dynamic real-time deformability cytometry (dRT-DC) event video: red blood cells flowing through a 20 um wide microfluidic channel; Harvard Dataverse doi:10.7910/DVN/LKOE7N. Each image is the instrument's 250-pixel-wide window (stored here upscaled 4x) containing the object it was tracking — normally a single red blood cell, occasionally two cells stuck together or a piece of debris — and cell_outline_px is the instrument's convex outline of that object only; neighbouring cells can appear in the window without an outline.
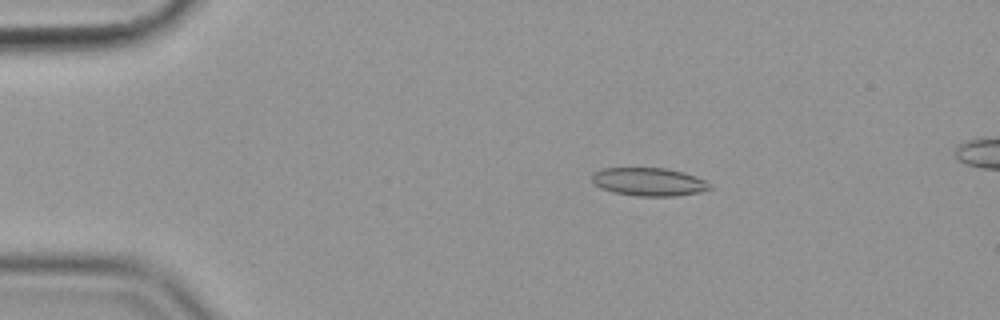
{"species": "common noctule bat (a hibernating species)", "species_latin": "Nyctalus noctula", "temperature_condition": "cold", "stored_images_in_passage": 57, "camera_frame_rate_fps": 3000, "um_per_image_px": 0.085, "animal": {"sex": "female", "body_mass_g": 19.9}, "frame": {"image": 1, "passage_image": 11, "time_ms": 3.333, "image_size_px": [1000, 320], "cell_outline_px": [[712, 188], [700, 192], [676, 196], [636, 196], [612, 192], [600, 188], [592, 180], [592, 172], [600, 168], [664, 168], [684, 172], [696, 176], [712, 184]], "centroid_in_image_um": [55.15, 15.45], "position_along_channel_um": 29.8, "area_um2": 19.54}}
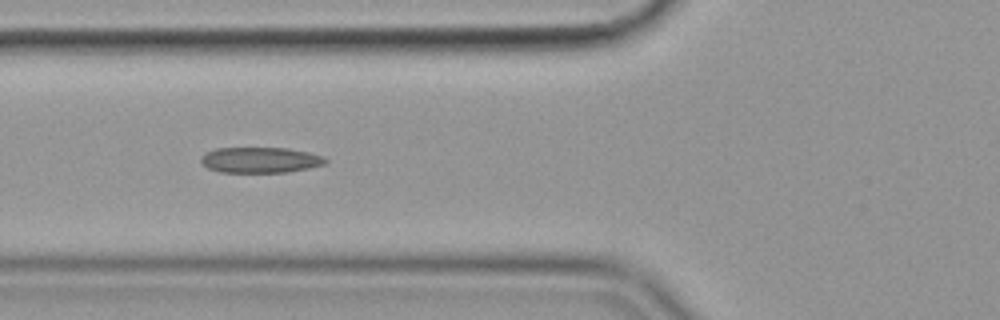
{"frame": {"image": 2, "passage_image": 22, "time_ms": 7.0, "image_size_px": [1000, 320], "cell_outline_px": [[328, 160], [324, 164], [308, 168], [288, 172], [220, 172], [208, 168], [200, 160], [200, 156], [204, 152], [216, 148], [288, 148], [308, 152], [324, 156]], "centroid_in_image_um": [22.11, 13.59], "position_along_channel_um": 103.7, "area_um2": 18.67}}
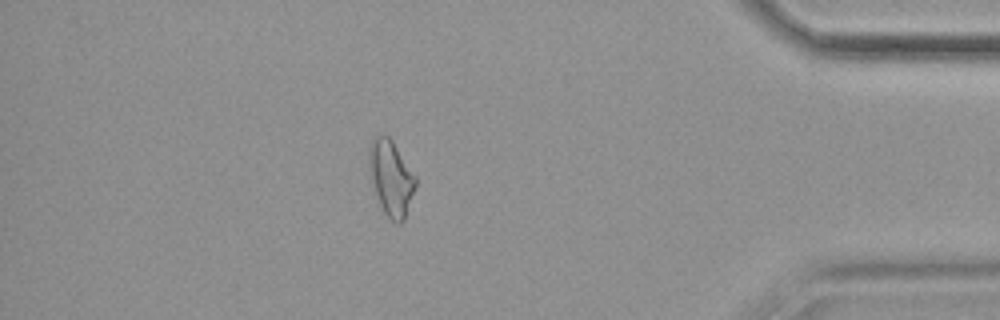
{"frame": {"image": 3, "passage_image": 50, "time_ms": 16.333, "image_size_px": [1000, 320], "cell_outline_px": [[416, 188], [404, 220], [400, 224], [396, 224], [384, 212], [380, 204], [372, 180], [368, 164], [368, 148], [372, 136], [380, 132], [384, 132], [392, 140], [416, 176]], "centroid_in_image_um": [33.23, 15.05], "position_along_channel_um": 402.0, "area_um2": 20.63}}